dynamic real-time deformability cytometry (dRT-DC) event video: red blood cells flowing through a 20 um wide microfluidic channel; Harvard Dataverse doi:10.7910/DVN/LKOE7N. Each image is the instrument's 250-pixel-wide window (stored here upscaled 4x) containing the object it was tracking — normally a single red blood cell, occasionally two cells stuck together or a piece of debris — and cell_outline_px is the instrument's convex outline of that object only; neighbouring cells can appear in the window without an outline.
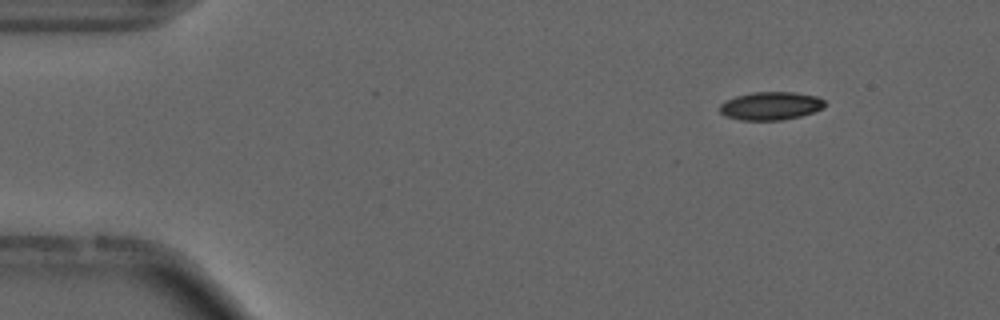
{"species": "common noctule bat (a hibernating species)", "species_latin": "Nyctalus noctula", "temperature_condition": "cold", "stored_images_in_passage": 49, "camera_frame_rate_fps": 3000, "um_per_image_px": 0.085, "animal": {"sex": "male", "forearm_length_mm": 52.5}, "frame": {"image": 1, "passage_image": 1, "time_ms": 0.0, "image_size_px": [1000, 320], "cell_outline_px": [[824, 108], [800, 116], [780, 120], [740, 120], [724, 116], [720, 112], [720, 104], [724, 100], [736, 96], [752, 92], [796, 92], [816, 96], [824, 100]], "centroid_in_image_um": [65.47, 8.99], "position_along_channel_um": 19.5, "area_um2": 17.28}}
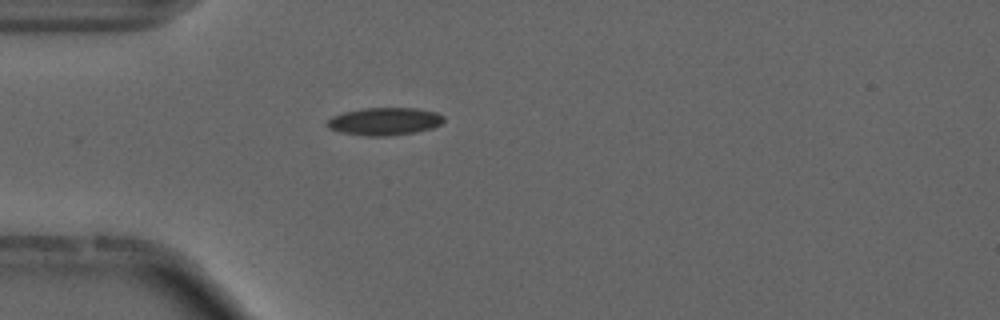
{"frame": {"image": 2, "passage_image": 10, "time_ms": 3.0, "image_size_px": [1000, 320], "cell_outline_px": [[444, 120], [440, 124], [432, 128], [416, 132], [388, 136], [368, 136], [340, 132], [328, 128], [324, 124], [332, 116], [344, 112], [364, 108], [416, 108], [436, 112], [444, 116]], "centroid_in_image_um": [32.67, 10.32], "position_along_channel_um": 52.3, "area_um2": 18.84}}
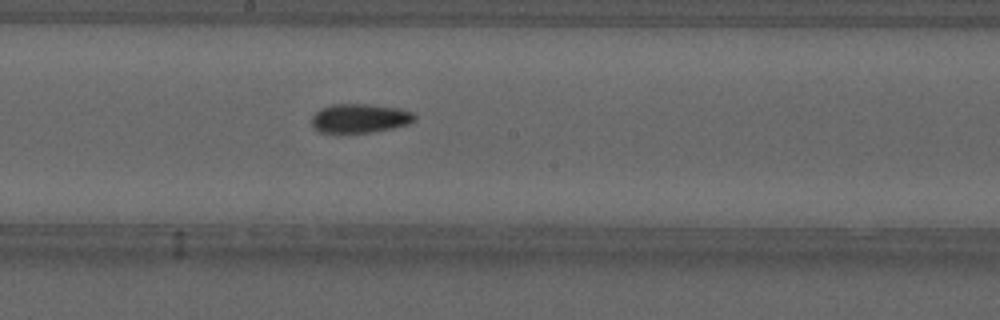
{"frame": {"image": 3, "passage_image": 24, "time_ms": 7.667, "image_size_px": [1000, 320], "cell_outline_px": [[416, 120], [408, 124], [392, 128], [372, 132], [320, 132], [312, 124], [312, 116], [320, 108], [332, 104], [368, 104], [396, 108], [412, 112], [416, 116]], "centroid_in_image_um": [30.59, 10.04], "position_along_channel_um": 217.6, "area_um2": 17.22}, "authors_computed_cell_mechanics": {"area_um2": 17.2822, "velocity_mm_per_s": 3.7257, "shape_relaxation_time_tau1_ms": null, "shape_relaxation_time_tau2_ms": 7.386, "deformation_change_tau1": null, "deformation_change_tau2": 0.1331}}